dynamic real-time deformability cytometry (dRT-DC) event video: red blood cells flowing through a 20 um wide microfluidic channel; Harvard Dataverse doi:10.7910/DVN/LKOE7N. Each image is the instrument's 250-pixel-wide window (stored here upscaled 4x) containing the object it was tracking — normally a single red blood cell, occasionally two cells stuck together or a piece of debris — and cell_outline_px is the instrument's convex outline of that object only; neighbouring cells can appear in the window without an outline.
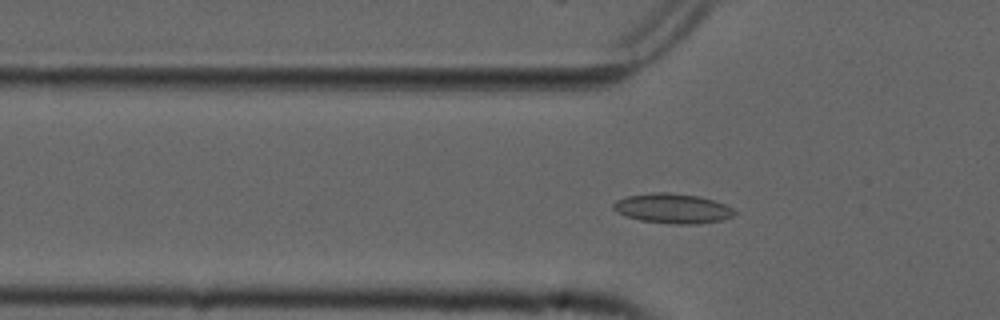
{"species": "common noctule bat (a hibernating species)", "species_latin": "Nyctalus noctula", "temperature_condition": "cold", "stored_images_in_passage": 48, "camera_frame_rate_fps": 3000, "um_per_image_px": 0.085, "animal": {"sex": "male", "forearm_length_mm": 52.5}, "frame": {"image": 1, "passage_image": 11, "time_ms": 3.333, "image_size_px": [1000, 320], "cell_outline_px": [[736, 216], [724, 220], [696, 224], [676, 224], [640, 220], [624, 216], [616, 212], [612, 208], [612, 204], [616, 200], [628, 196], [652, 192], [668, 192], [696, 196], [712, 200], [724, 204], [732, 208], [736, 212]], "centroid_in_image_um": [57.16, 17.72], "position_along_channel_um": 68.6, "area_um2": 21.1}}
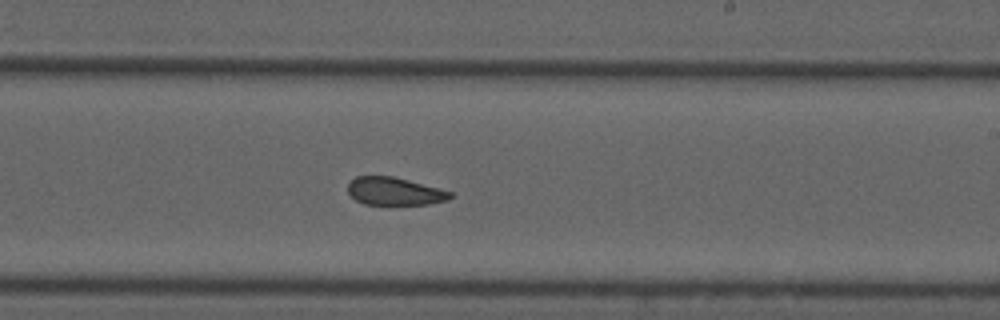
{"frame": {"image": 2, "passage_image": 26, "time_ms": 8.333, "image_size_px": [1000, 320], "cell_outline_px": [[456, 196], [448, 200], [428, 204], [364, 204], [356, 200], [348, 192], [348, 184], [356, 176], [392, 176], [440, 188], [452, 192]], "centroid_in_image_um": [33.58, 16.26], "position_along_channel_um": 255.4, "area_um2": 16.59}}
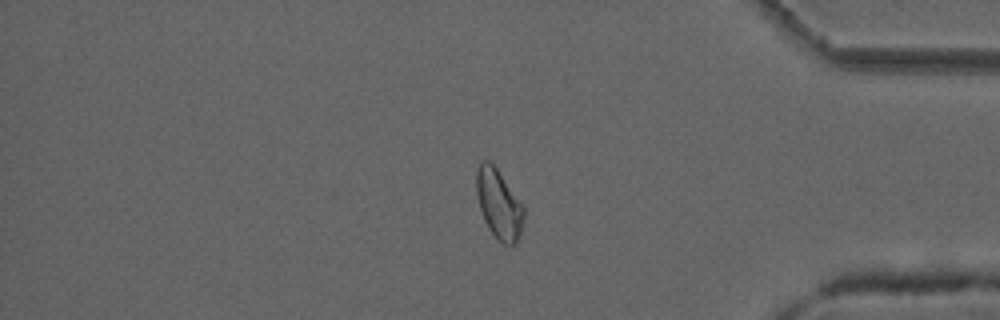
{"frame": {"image": 3, "passage_image": 39, "time_ms": 12.667, "image_size_px": [1000, 320], "cell_outline_px": [[524, 220], [516, 244], [512, 248], [496, 240], [488, 228], [484, 220], [480, 208], [476, 192], [476, 168], [480, 160], [488, 160], [496, 168], [524, 204]], "centroid_in_image_um": [42.41, 17.37], "position_along_channel_um": 392.8, "area_um2": 19.59}, "authors_computed_cell_mechanics": {"area_um2": 19.074, "velocity_mm_per_s": 3.7451, "shape_relaxation_time_tau1_ms": null, "shape_relaxation_time_tau2_ms": 1.7727, "deformation_change_tau1": null, "deformation_change_tau2": 0.0588}}